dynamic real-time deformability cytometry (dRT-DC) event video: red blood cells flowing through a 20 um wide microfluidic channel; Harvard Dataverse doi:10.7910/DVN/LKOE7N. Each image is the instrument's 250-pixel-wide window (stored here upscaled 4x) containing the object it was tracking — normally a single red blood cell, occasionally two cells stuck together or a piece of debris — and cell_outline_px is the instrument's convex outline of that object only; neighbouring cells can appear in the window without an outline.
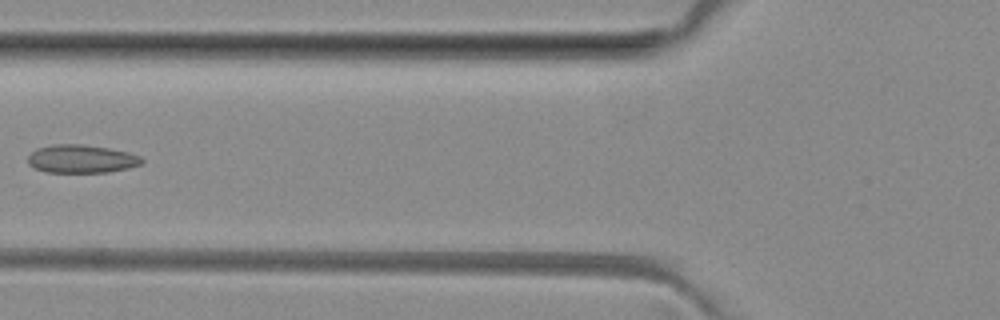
{"species": "common noctule bat (a hibernating species)", "species_latin": "Nyctalus noctula", "temperature_condition": "room temperature", "stored_images_in_passage": 6, "camera_frame_rate_fps": 3000, "um_per_image_px": 0.085, "animal": {"sex": "female", "body_mass_g": 29.2, "forearm_length_mm": 56.3}, "frame": {"image": 1, "passage_image": 6, "time_ms": 6.0, "image_size_px": [1000, 320], "cell_outline_px": [[144, 160], [140, 164], [128, 168], [108, 172], [48, 172], [36, 168], [28, 164], [28, 156], [36, 148], [52, 144], [80, 144], [108, 148], [128, 152], [140, 156]], "centroid_in_image_um": [6.91, 13.5], "position_along_channel_um": 118.9, "area_um2": 18.61}}